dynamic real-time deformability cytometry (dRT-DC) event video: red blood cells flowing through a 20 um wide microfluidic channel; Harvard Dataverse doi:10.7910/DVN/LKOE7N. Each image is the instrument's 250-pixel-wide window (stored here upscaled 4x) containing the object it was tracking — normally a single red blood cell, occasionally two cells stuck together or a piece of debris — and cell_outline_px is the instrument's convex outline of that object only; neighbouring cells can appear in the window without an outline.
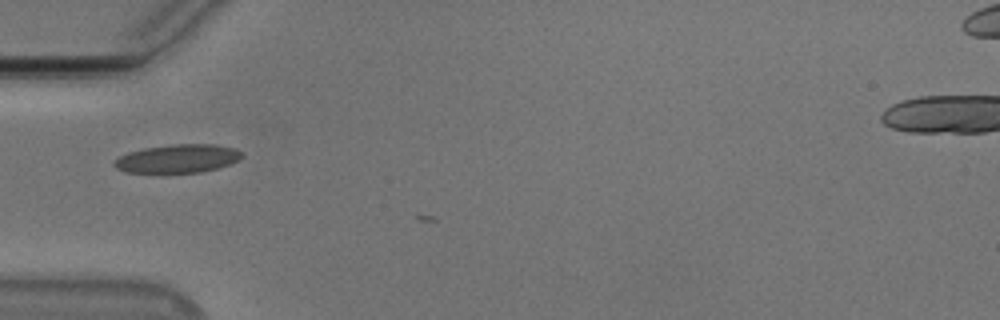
{"species": "Egyptian fruit bat (a non-hibernating species)", "species_latin": "Rousettus aegyptiacus", "temperature_condition": "cold", "stored_images_in_passage": 6, "camera_frame_rate_fps": 3000, "um_per_image_px": 0.085, "animal": {"sex": "male"}, "frame": {"image": 1, "passage_image": 3, "time_ms": 0.667, "image_size_px": [1000, 320], "cell_outline_px": [[240, 156], [236, 160], [228, 164], [216, 168], [200, 172], [124, 172], [116, 168], [112, 164], [112, 160], [128, 152], [144, 148], [172, 144], [216, 144], [236, 148], [240, 152]], "centroid_in_image_um": [15.03, 13.47], "position_along_channel_um": 70.0, "area_um2": 20.92}}